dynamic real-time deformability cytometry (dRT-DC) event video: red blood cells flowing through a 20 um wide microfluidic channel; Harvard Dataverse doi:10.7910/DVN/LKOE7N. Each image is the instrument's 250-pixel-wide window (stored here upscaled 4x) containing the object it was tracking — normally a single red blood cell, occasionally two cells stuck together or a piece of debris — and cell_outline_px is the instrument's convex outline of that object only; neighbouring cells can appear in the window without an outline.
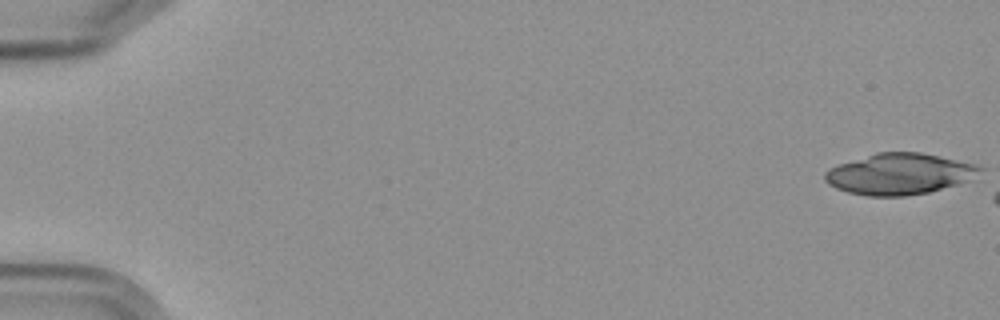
{"species": "Egyptian fruit bat (a non-hibernating species)", "species_latin": "Rousettus aegyptiacus", "temperature_condition": "cold", "stored_images_in_passage": 3, "camera_frame_rate_fps": 3000, "um_per_image_px": 0.085, "frame": {"image": 1, "passage_image": 1, "time_ms": 0.0, "image_size_px": [1000, 320], "cell_outline_px": [[984, 168], [968, 180], [956, 184], [928, 192], [904, 196], [868, 196], [848, 192], [836, 188], [828, 184], [824, 180], [824, 172], [828, 168], [876, 152], [920, 152], [980, 164]], "centroid_in_image_um": [76.44, 14.77], "position_along_channel_um": 8.6, "area_um2": 37.05}}